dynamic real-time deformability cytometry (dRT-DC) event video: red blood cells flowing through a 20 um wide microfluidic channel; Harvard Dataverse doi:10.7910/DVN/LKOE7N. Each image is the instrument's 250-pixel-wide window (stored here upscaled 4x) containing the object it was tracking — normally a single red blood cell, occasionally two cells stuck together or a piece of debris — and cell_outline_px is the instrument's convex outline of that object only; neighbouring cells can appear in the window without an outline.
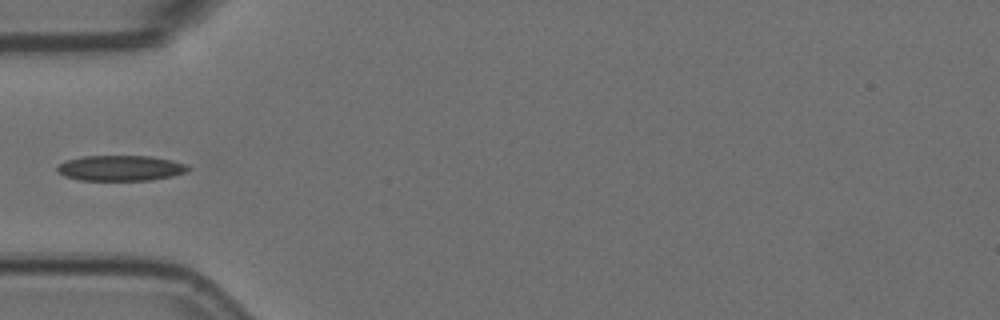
{"species": "Egyptian fruit bat (a non-hibernating species)", "species_latin": "Rousettus aegyptiacus", "temperature_condition": "room temperature", "stored_images_in_passage": 5, "camera_frame_rate_fps": 3000, "um_per_image_px": 0.085, "animal": {"sex": "female"}, "frame": {"image": 1, "passage_image": 5, "time_ms": 1.333, "image_size_px": [1000, 320], "cell_outline_px": [[192, 168], [188, 172], [172, 176], [152, 180], [80, 180], [64, 176], [56, 172], [56, 164], [80, 156], [152, 156], [172, 160], [188, 164]], "centroid_in_image_um": [10.26, 14.28], "position_along_channel_um": 74.7, "area_um2": 19.77}}